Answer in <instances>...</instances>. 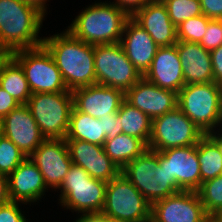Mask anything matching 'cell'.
I'll return each instance as SVG.
<instances>
[{"instance_id":"8fae6325","label":"cell","mask_w":222,"mask_h":222,"mask_svg":"<svg viewBox=\"0 0 222 222\" xmlns=\"http://www.w3.org/2000/svg\"><path fill=\"white\" fill-rule=\"evenodd\" d=\"M204 135L177 106L164 115L152 119L148 149L162 151L197 145Z\"/></svg>"},{"instance_id":"60d3db41","label":"cell","mask_w":222,"mask_h":222,"mask_svg":"<svg viewBox=\"0 0 222 222\" xmlns=\"http://www.w3.org/2000/svg\"><path fill=\"white\" fill-rule=\"evenodd\" d=\"M73 222H106V218L102 214H79Z\"/></svg>"},{"instance_id":"c3c4849f","label":"cell","mask_w":222,"mask_h":222,"mask_svg":"<svg viewBox=\"0 0 222 222\" xmlns=\"http://www.w3.org/2000/svg\"><path fill=\"white\" fill-rule=\"evenodd\" d=\"M2 135V125H1V120H0V136Z\"/></svg>"},{"instance_id":"44dd1931","label":"cell","mask_w":222,"mask_h":222,"mask_svg":"<svg viewBox=\"0 0 222 222\" xmlns=\"http://www.w3.org/2000/svg\"><path fill=\"white\" fill-rule=\"evenodd\" d=\"M130 17L151 36L158 47L177 43V27L170 20L164 4L147 3Z\"/></svg>"},{"instance_id":"b9f144b4","label":"cell","mask_w":222,"mask_h":222,"mask_svg":"<svg viewBox=\"0 0 222 222\" xmlns=\"http://www.w3.org/2000/svg\"><path fill=\"white\" fill-rule=\"evenodd\" d=\"M23 1L24 3L26 4H29L35 8H37L41 13H43L44 15H46L47 11V5H46V2L48 0H21Z\"/></svg>"},{"instance_id":"484cf974","label":"cell","mask_w":222,"mask_h":222,"mask_svg":"<svg viewBox=\"0 0 222 222\" xmlns=\"http://www.w3.org/2000/svg\"><path fill=\"white\" fill-rule=\"evenodd\" d=\"M103 147L105 153L121 170L148 149V145L142 139L123 133L106 139Z\"/></svg>"},{"instance_id":"ba28073f","label":"cell","mask_w":222,"mask_h":222,"mask_svg":"<svg viewBox=\"0 0 222 222\" xmlns=\"http://www.w3.org/2000/svg\"><path fill=\"white\" fill-rule=\"evenodd\" d=\"M151 209V203L122 173L107 182L105 205L101 212L105 218L150 222Z\"/></svg>"},{"instance_id":"83f0119b","label":"cell","mask_w":222,"mask_h":222,"mask_svg":"<svg viewBox=\"0 0 222 222\" xmlns=\"http://www.w3.org/2000/svg\"><path fill=\"white\" fill-rule=\"evenodd\" d=\"M197 157L200 164L201 184L222 175L221 150L208 134L197 143Z\"/></svg>"},{"instance_id":"ffe728a7","label":"cell","mask_w":222,"mask_h":222,"mask_svg":"<svg viewBox=\"0 0 222 222\" xmlns=\"http://www.w3.org/2000/svg\"><path fill=\"white\" fill-rule=\"evenodd\" d=\"M8 185L10 200L26 205L41 200L48 190L40 170L29 157L8 176Z\"/></svg>"},{"instance_id":"d590c367","label":"cell","mask_w":222,"mask_h":222,"mask_svg":"<svg viewBox=\"0 0 222 222\" xmlns=\"http://www.w3.org/2000/svg\"><path fill=\"white\" fill-rule=\"evenodd\" d=\"M200 4L206 17L222 20V0H200Z\"/></svg>"},{"instance_id":"8992f818","label":"cell","mask_w":222,"mask_h":222,"mask_svg":"<svg viewBox=\"0 0 222 222\" xmlns=\"http://www.w3.org/2000/svg\"><path fill=\"white\" fill-rule=\"evenodd\" d=\"M107 182L92 178L83 168L72 164L60 187L59 203L72 212L101 214L105 205Z\"/></svg>"},{"instance_id":"603a6c76","label":"cell","mask_w":222,"mask_h":222,"mask_svg":"<svg viewBox=\"0 0 222 222\" xmlns=\"http://www.w3.org/2000/svg\"><path fill=\"white\" fill-rule=\"evenodd\" d=\"M185 85L214 82L210 51L199 43H176Z\"/></svg>"},{"instance_id":"f1b7e54d","label":"cell","mask_w":222,"mask_h":222,"mask_svg":"<svg viewBox=\"0 0 222 222\" xmlns=\"http://www.w3.org/2000/svg\"><path fill=\"white\" fill-rule=\"evenodd\" d=\"M197 193L205 212L210 217L222 208V175L203 182Z\"/></svg>"},{"instance_id":"52a82bcc","label":"cell","mask_w":222,"mask_h":222,"mask_svg":"<svg viewBox=\"0 0 222 222\" xmlns=\"http://www.w3.org/2000/svg\"><path fill=\"white\" fill-rule=\"evenodd\" d=\"M26 105L45 139H65L73 108L72 92L35 93Z\"/></svg>"},{"instance_id":"1f68e13d","label":"cell","mask_w":222,"mask_h":222,"mask_svg":"<svg viewBox=\"0 0 222 222\" xmlns=\"http://www.w3.org/2000/svg\"><path fill=\"white\" fill-rule=\"evenodd\" d=\"M209 20L204 14L185 20L177 27V40L200 43L207 31Z\"/></svg>"},{"instance_id":"ee69618b","label":"cell","mask_w":222,"mask_h":222,"mask_svg":"<svg viewBox=\"0 0 222 222\" xmlns=\"http://www.w3.org/2000/svg\"><path fill=\"white\" fill-rule=\"evenodd\" d=\"M209 219V222H222V208L213 213Z\"/></svg>"},{"instance_id":"7a4b0ae2","label":"cell","mask_w":222,"mask_h":222,"mask_svg":"<svg viewBox=\"0 0 222 222\" xmlns=\"http://www.w3.org/2000/svg\"><path fill=\"white\" fill-rule=\"evenodd\" d=\"M45 15L21 0H0V50L12 53L43 45L39 35Z\"/></svg>"},{"instance_id":"f35d334b","label":"cell","mask_w":222,"mask_h":222,"mask_svg":"<svg viewBox=\"0 0 222 222\" xmlns=\"http://www.w3.org/2000/svg\"><path fill=\"white\" fill-rule=\"evenodd\" d=\"M111 3L125 10L131 16L136 10L143 8L149 3V0H115Z\"/></svg>"},{"instance_id":"277c9868","label":"cell","mask_w":222,"mask_h":222,"mask_svg":"<svg viewBox=\"0 0 222 222\" xmlns=\"http://www.w3.org/2000/svg\"><path fill=\"white\" fill-rule=\"evenodd\" d=\"M178 107L205 135L222 128V85L216 82L184 85Z\"/></svg>"},{"instance_id":"cb8c5ba5","label":"cell","mask_w":222,"mask_h":222,"mask_svg":"<svg viewBox=\"0 0 222 222\" xmlns=\"http://www.w3.org/2000/svg\"><path fill=\"white\" fill-rule=\"evenodd\" d=\"M65 140H81L103 146L106 140L103 121L82 113L73 106Z\"/></svg>"},{"instance_id":"5b68a950","label":"cell","mask_w":222,"mask_h":222,"mask_svg":"<svg viewBox=\"0 0 222 222\" xmlns=\"http://www.w3.org/2000/svg\"><path fill=\"white\" fill-rule=\"evenodd\" d=\"M121 173L151 203L183 191L171 179L165 165H159L158 151L147 149L130 161Z\"/></svg>"},{"instance_id":"5bb4252c","label":"cell","mask_w":222,"mask_h":222,"mask_svg":"<svg viewBox=\"0 0 222 222\" xmlns=\"http://www.w3.org/2000/svg\"><path fill=\"white\" fill-rule=\"evenodd\" d=\"M29 158L40 170L47 188L55 191L72 166L65 139H45Z\"/></svg>"},{"instance_id":"bcb514c9","label":"cell","mask_w":222,"mask_h":222,"mask_svg":"<svg viewBox=\"0 0 222 222\" xmlns=\"http://www.w3.org/2000/svg\"><path fill=\"white\" fill-rule=\"evenodd\" d=\"M169 0H149V3L165 4Z\"/></svg>"},{"instance_id":"6da1fadb","label":"cell","mask_w":222,"mask_h":222,"mask_svg":"<svg viewBox=\"0 0 222 222\" xmlns=\"http://www.w3.org/2000/svg\"><path fill=\"white\" fill-rule=\"evenodd\" d=\"M69 91L96 84L94 45L75 38L68 30L43 37Z\"/></svg>"},{"instance_id":"7dc6e473","label":"cell","mask_w":222,"mask_h":222,"mask_svg":"<svg viewBox=\"0 0 222 222\" xmlns=\"http://www.w3.org/2000/svg\"><path fill=\"white\" fill-rule=\"evenodd\" d=\"M106 222H128V221H121V220L106 218Z\"/></svg>"},{"instance_id":"e0dca14e","label":"cell","mask_w":222,"mask_h":222,"mask_svg":"<svg viewBox=\"0 0 222 222\" xmlns=\"http://www.w3.org/2000/svg\"><path fill=\"white\" fill-rule=\"evenodd\" d=\"M125 100L151 119L162 116L178 105L177 93L163 89L142 77L124 93Z\"/></svg>"},{"instance_id":"f546056e","label":"cell","mask_w":222,"mask_h":222,"mask_svg":"<svg viewBox=\"0 0 222 222\" xmlns=\"http://www.w3.org/2000/svg\"><path fill=\"white\" fill-rule=\"evenodd\" d=\"M164 5L176 27L189 18L203 14L200 0H169Z\"/></svg>"},{"instance_id":"836d02e7","label":"cell","mask_w":222,"mask_h":222,"mask_svg":"<svg viewBox=\"0 0 222 222\" xmlns=\"http://www.w3.org/2000/svg\"><path fill=\"white\" fill-rule=\"evenodd\" d=\"M19 205L20 202L15 201L0 205V222H28Z\"/></svg>"},{"instance_id":"4316f807","label":"cell","mask_w":222,"mask_h":222,"mask_svg":"<svg viewBox=\"0 0 222 222\" xmlns=\"http://www.w3.org/2000/svg\"><path fill=\"white\" fill-rule=\"evenodd\" d=\"M117 114L120 116L122 133L142 139L147 145L151 136L152 119L144 112L122 101Z\"/></svg>"},{"instance_id":"7bdbcfd3","label":"cell","mask_w":222,"mask_h":222,"mask_svg":"<svg viewBox=\"0 0 222 222\" xmlns=\"http://www.w3.org/2000/svg\"><path fill=\"white\" fill-rule=\"evenodd\" d=\"M218 130L208 134L218 145L222 153V129L219 127ZM221 132V133H220Z\"/></svg>"},{"instance_id":"d6a6232c","label":"cell","mask_w":222,"mask_h":222,"mask_svg":"<svg viewBox=\"0 0 222 222\" xmlns=\"http://www.w3.org/2000/svg\"><path fill=\"white\" fill-rule=\"evenodd\" d=\"M206 50H213L222 45V20L210 19L207 31L199 43Z\"/></svg>"},{"instance_id":"d4e9b609","label":"cell","mask_w":222,"mask_h":222,"mask_svg":"<svg viewBox=\"0 0 222 222\" xmlns=\"http://www.w3.org/2000/svg\"><path fill=\"white\" fill-rule=\"evenodd\" d=\"M0 86L19 104H27L32 95L21 65L10 54L0 68Z\"/></svg>"},{"instance_id":"4dcf8cb0","label":"cell","mask_w":222,"mask_h":222,"mask_svg":"<svg viewBox=\"0 0 222 222\" xmlns=\"http://www.w3.org/2000/svg\"><path fill=\"white\" fill-rule=\"evenodd\" d=\"M27 157L8 138L0 136V172L9 176Z\"/></svg>"},{"instance_id":"7402d4cb","label":"cell","mask_w":222,"mask_h":222,"mask_svg":"<svg viewBox=\"0 0 222 222\" xmlns=\"http://www.w3.org/2000/svg\"><path fill=\"white\" fill-rule=\"evenodd\" d=\"M119 43L128 59L144 76L159 48L151 36L130 17L125 23Z\"/></svg>"},{"instance_id":"8d00e7d4","label":"cell","mask_w":222,"mask_h":222,"mask_svg":"<svg viewBox=\"0 0 222 222\" xmlns=\"http://www.w3.org/2000/svg\"><path fill=\"white\" fill-rule=\"evenodd\" d=\"M214 82L222 85V45L210 51Z\"/></svg>"},{"instance_id":"3957f363","label":"cell","mask_w":222,"mask_h":222,"mask_svg":"<svg viewBox=\"0 0 222 222\" xmlns=\"http://www.w3.org/2000/svg\"><path fill=\"white\" fill-rule=\"evenodd\" d=\"M130 15L109 1L85 7L68 30L75 38L91 45L119 43Z\"/></svg>"},{"instance_id":"30bf717a","label":"cell","mask_w":222,"mask_h":222,"mask_svg":"<svg viewBox=\"0 0 222 222\" xmlns=\"http://www.w3.org/2000/svg\"><path fill=\"white\" fill-rule=\"evenodd\" d=\"M96 84L124 93L143 76L128 59L120 43L94 45Z\"/></svg>"},{"instance_id":"4fadbf2b","label":"cell","mask_w":222,"mask_h":222,"mask_svg":"<svg viewBox=\"0 0 222 222\" xmlns=\"http://www.w3.org/2000/svg\"><path fill=\"white\" fill-rule=\"evenodd\" d=\"M159 165H165L171 177L183 191H197L201 186L197 145L158 151Z\"/></svg>"},{"instance_id":"ac0fdd59","label":"cell","mask_w":222,"mask_h":222,"mask_svg":"<svg viewBox=\"0 0 222 222\" xmlns=\"http://www.w3.org/2000/svg\"><path fill=\"white\" fill-rule=\"evenodd\" d=\"M72 94L73 106L96 119L116 113L125 99L122 90L99 84L77 88Z\"/></svg>"},{"instance_id":"9c48e42d","label":"cell","mask_w":222,"mask_h":222,"mask_svg":"<svg viewBox=\"0 0 222 222\" xmlns=\"http://www.w3.org/2000/svg\"><path fill=\"white\" fill-rule=\"evenodd\" d=\"M10 55L21 65L32 94L69 91L52 55L42 45L16 50Z\"/></svg>"},{"instance_id":"74e56055","label":"cell","mask_w":222,"mask_h":222,"mask_svg":"<svg viewBox=\"0 0 222 222\" xmlns=\"http://www.w3.org/2000/svg\"><path fill=\"white\" fill-rule=\"evenodd\" d=\"M20 104L0 86V120Z\"/></svg>"},{"instance_id":"9a60e30c","label":"cell","mask_w":222,"mask_h":222,"mask_svg":"<svg viewBox=\"0 0 222 222\" xmlns=\"http://www.w3.org/2000/svg\"><path fill=\"white\" fill-rule=\"evenodd\" d=\"M2 135L11 140L29 157L45 140L29 107L20 104L2 120Z\"/></svg>"},{"instance_id":"e575fe53","label":"cell","mask_w":222,"mask_h":222,"mask_svg":"<svg viewBox=\"0 0 222 222\" xmlns=\"http://www.w3.org/2000/svg\"><path fill=\"white\" fill-rule=\"evenodd\" d=\"M103 121V135L106 139H111L119 134H122V126L120 123V116L116 113H109V116L100 117Z\"/></svg>"},{"instance_id":"d6986e66","label":"cell","mask_w":222,"mask_h":222,"mask_svg":"<svg viewBox=\"0 0 222 222\" xmlns=\"http://www.w3.org/2000/svg\"><path fill=\"white\" fill-rule=\"evenodd\" d=\"M143 77L160 88L178 94L185 81L176 44L159 47L149 70Z\"/></svg>"},{"instance_id":"7c38bea8","label":"cell","mask_w":222,"mask_h":222,"mask_svg":"<svg viewBox=\"0 0 222 222\" xmlns=\"http://www.w3.org/2000/svg\"><path fill=\"white\" fill-rule=\"evenodd\" d=\"M197 191H181L152 204L151 222H209Z\"/></svg>"},{"instance_id":"ab89813d","label":"cell","mask_w":222,"mask_h":222,"mask_svg":"<svg viewBox=\"0 0 222 222\" xmlns=\"http://www.w3.org/2000/svg\"><path fill=\"white\" fill-rule=\"evenodd\" d=\"M10 201L8 176L0 172V205Z\"/></svg>"},{"instance_id":"2e32d148","label":"cell","mask_w":222,"mask_h":222,"mask_svg":"<svg viewBox=\"0 0 222 222\" xmlns=\"http://www.w3.org/2000/svg\"><path fill=\"white\" fill-rule=\"evenodd\" d=\"M65 141L72 164L83 168L92 178L108 182L121 173L103 146L81 140Z\"/></svg>"},{"instance_id":"f6af8a7d","label":"cell","mask_w":222,"mask_h":222,"mask_svg":"<svg viewBox=\"0 0 222 222\" xmlns=\"http://www.w3.org/2000/svg\"><path fill=\"white\" fill-rule=\"evenodd\" d=\"M9 55V53L0 50V68L3 63V60Z\"/></svg>"}]
</instances>
